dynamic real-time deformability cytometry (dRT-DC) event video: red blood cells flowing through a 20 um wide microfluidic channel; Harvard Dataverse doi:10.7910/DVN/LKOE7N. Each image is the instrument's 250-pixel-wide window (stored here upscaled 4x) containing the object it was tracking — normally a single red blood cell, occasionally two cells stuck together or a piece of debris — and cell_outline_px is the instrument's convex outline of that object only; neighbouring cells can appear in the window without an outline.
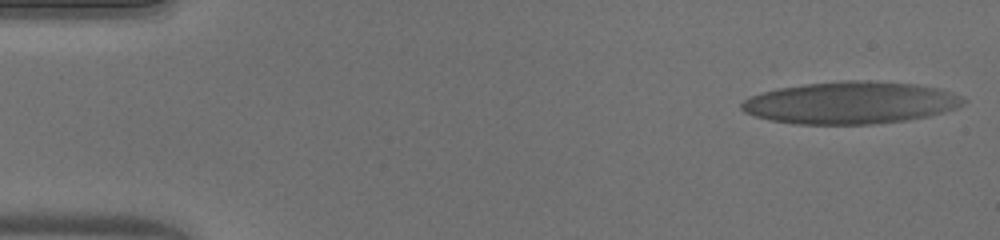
{"species": "human", "species_latin": "Homo sapiens", "temperature_condition": "warm", "stored_images_in_passage": 51, "camera_frame_rate_fps": 3000, "um_per_image_px": 0.085, "donor": {"sex": "male"}, "frame": {"image": 1, "passage_image": 1, "time_ms": 0.0, "image_size_px": [1000, 240], "cell_outline_px": [[968, 100], [964, 104], [956, 108], [928, 116], [904, 120], [872, 124], [796, 124], [772, 120], [756, 116], [744, 112], [740, 108], [740, 104], [748, 96], [760, 92], [780, 88], [804, 84], [844, 80], [872, 80], [916, 84], [940, 88], [952, 92]], "centroid_in_image_um": [72.3, 8.72], "position_along_channel_um": 12.7, "area_um2": 54.74}}
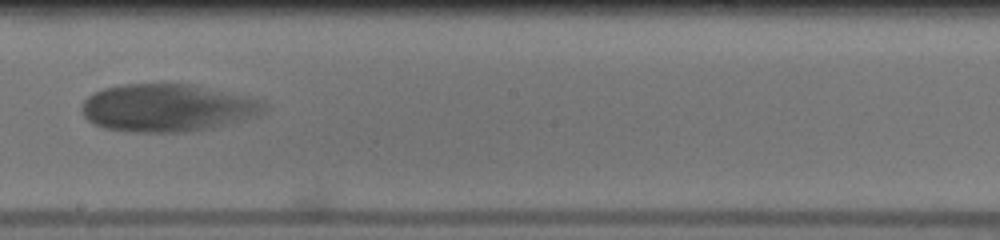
{"frame": {"image": 2, "passage_image": 29, "time_ms": 9.333, "image_size_px": [1000, 240], "cell_outline_px": [[264, 112], [256, 116], [244, 120], [212, 128], [184, 132], [136, 132], [104, 128], [88, 120], [84, 116], [80, 108], [80, 104], [92, 92], [104, 88], [124, 84], [192, 84], [248, 96], [264, 100]], "centroid_in_image_um": [14.22, 9.16], "position_along_channel_um": 234.0, "area_um2": 50.86}}
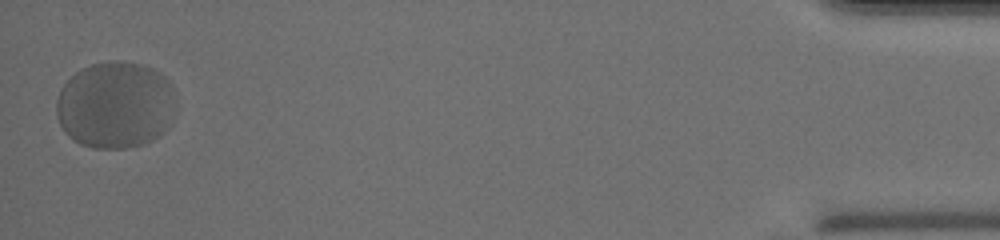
{"frame": {"image": 3, "passage_image": 51, "time_ms": 16.667, "image_size_px": [1000, 240], "cell_outline_px": [[172, 92], [168, 124], [164, 132], [152, 140], [140, 144], [124, 148], [92, 148], [80, 144], [72, 140], [64, 132], [56, 116], [56, 100], [60, 88], [80, 68], [92, 64], [116, 60], [144, 64], [160, 72], [168, 80], [172, 88]], "centroid_in_image_um": [9.73, 8.91], "position_along_channel_um": 425.5, "area_um2": 60.23}}